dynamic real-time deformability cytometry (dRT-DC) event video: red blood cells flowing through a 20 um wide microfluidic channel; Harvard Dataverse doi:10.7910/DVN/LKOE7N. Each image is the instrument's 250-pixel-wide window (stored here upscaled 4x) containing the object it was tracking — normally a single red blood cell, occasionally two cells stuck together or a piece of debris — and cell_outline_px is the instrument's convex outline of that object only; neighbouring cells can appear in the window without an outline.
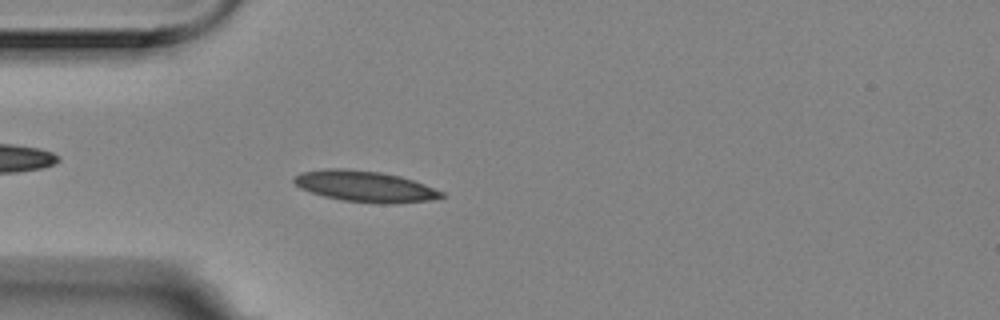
{"species": "Egyptian fruit bat (a non-hibernating species)", "species_latin": "Rousettus aegyptiacus", "temperature_condition": "room temperature", "stored_images_in_passage": 3, "camera_frame_rate_fps": 3000, "um_per_image_px": 0.085, "animal": {"sex": "female"}, "frame": {"image": 1, "passage_image": 3, "time_ms": 0.667, "image_size_px": [1000, 320], "cell_outline_px": [[448, 196], [428, 200], [392, 204], [380, 204], [344, 200], [324, 196], [300, 188], [292, 180], [300, 172], [328, 168], [340, 168], [380, 172], [400, 176], [424, 184], [444, 192]], "centroid_in_image_um": [31.04, 15.84], "position_along_channel_um": 54.0, "area_um2": 26.53}}